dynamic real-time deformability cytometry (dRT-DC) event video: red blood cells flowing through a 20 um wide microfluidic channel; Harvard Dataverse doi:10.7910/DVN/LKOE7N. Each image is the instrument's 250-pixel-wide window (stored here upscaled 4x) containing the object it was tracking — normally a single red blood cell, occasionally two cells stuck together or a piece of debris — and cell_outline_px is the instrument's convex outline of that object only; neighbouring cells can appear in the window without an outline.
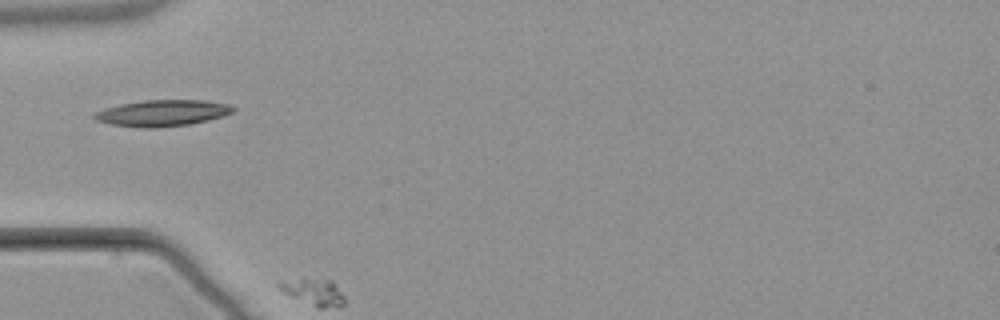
{"species": "common noctule bat (a hibernating species)", "species_latin": "Nyctalus noctula", "temperature_condition": "warm", "stored_images_in_passage": 10, "camera_frame_rate_fps": 3000, "um_per_image_px": 0.085, "animal": {"sex": "male", "body_mass_g": 21.5, "forearm_length_mm": 52.0}, "frame": {"image": 1, "passage_image": 4, "time_ms": 3.667, "image_size_px": [1000, 320], "cell_outline_px": [[236, 108], [232, 112], [208, 120], [188, 124], [156, 128], [140, 128], [112, 124], [96, 120], [92, 116], [96, 112], [104, 108], [120, 104], [144, 100], [204, 100], [228, 104]], "centroid_in_image_um": [13.77, 9.6], "position_along_channel_um": 71.2, "area_um2": 21.1}}